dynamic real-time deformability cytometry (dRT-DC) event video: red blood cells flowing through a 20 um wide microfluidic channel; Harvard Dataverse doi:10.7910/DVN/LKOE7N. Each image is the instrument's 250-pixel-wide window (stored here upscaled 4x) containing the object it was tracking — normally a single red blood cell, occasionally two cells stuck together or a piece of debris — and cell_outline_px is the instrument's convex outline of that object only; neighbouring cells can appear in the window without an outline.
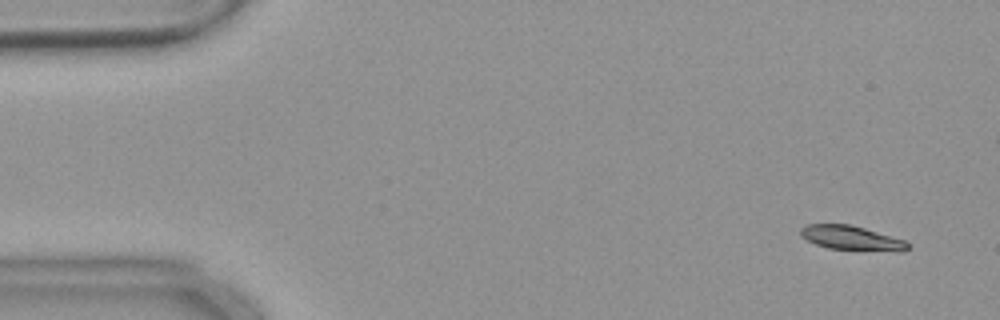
{"species": "common noctule bat (a hibernating species)", "species_latin": "Nyctalus noctula", "temperature_condition": "warm", "stored_images_in_passage": 57, "camera_frame_rate_fps": 3000, "um_per_image_px": 0.085, "animal": {"sex": "female", "body_mass_g": 18.4}, "frame": {"image": 1, "passage_image": 4, "time_ms": 1.0, "image_size_px": [1000, 320], "cell_outline_px": [[908, 248], [904, 252], [900, 252], [828, 248], [816, 244], [800, 236], [800, 228], [804, 224], [852, 224], [904, 240], [908, 244]], "centroid_in_image_um": [72.36, 20.22], "position_along_channel_um": 12.6, "area_um2": 15.26}}
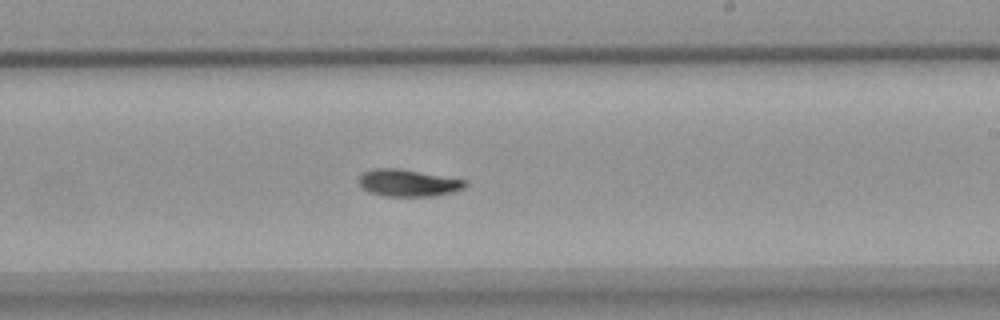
{"frame": {"image": 2, "passage_image": 33, "time_ms": 10.667, "image_size_px": [1000, 320], "cell_outline_px": [[468, 184], [464, 188], [452, 192], [436, 196], [384, 196], [368, 192], [360, 188], [360, 172], [372, 168], [400, 168], [468, 180]], "centroid_in_image_um": [34.68, 15.54], "position_along_channel_um": 254.3, "area_um2": 17.11}}
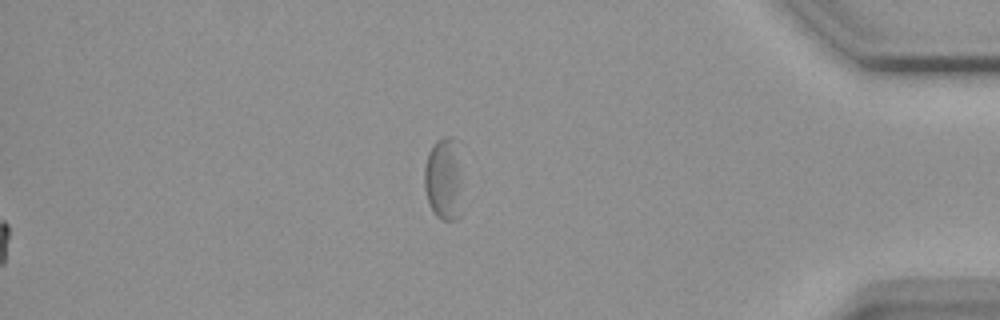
{"frame": {"image": 3, "passage_image": 57, "time_ms": 18.667, "image_size_px": [1000, 320], "cell_outline_px": [[460, 216], [456, 220], [444, 220], [436, 216], [428, 200], [424, 188], [424, 168], [428, 152], [432, 144], [436, 140], [444, 136], [452, 136], [460, 140]], "centroid_in_image_um": [37.73, 15.11], "position_along_channel_um": 397.5, "area_um2": 18.79}, "authors_computed_cell_mechanics": {"area_um2": 16.5308, "velocity_mm_per_s": 3.6671, "shape_relaxation_time_tau1_ms": 4.5416, "shape_relaxation_time_tau2_ms": null, "deformation_change_tau1": 0.1296, "deformation_change_tau2": null}}